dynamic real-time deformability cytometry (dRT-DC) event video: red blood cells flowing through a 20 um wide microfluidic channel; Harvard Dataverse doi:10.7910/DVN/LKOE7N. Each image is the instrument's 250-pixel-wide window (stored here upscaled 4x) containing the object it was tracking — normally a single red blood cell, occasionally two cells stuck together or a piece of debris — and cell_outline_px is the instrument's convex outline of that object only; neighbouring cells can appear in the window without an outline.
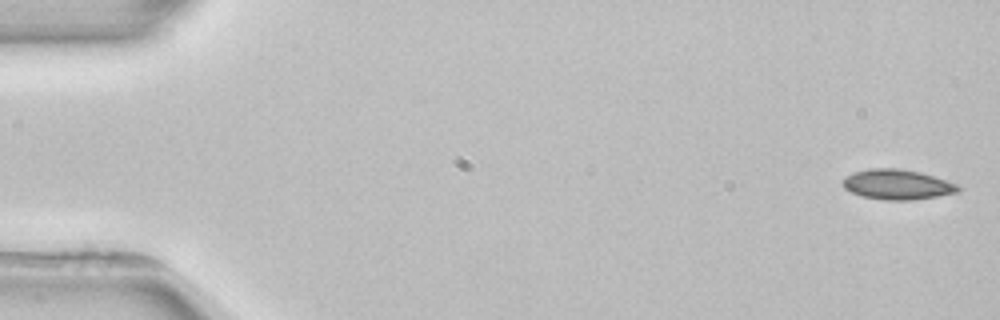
{"species": "common noctule bat (a hibernating species)", "species_latin": "Nyctalus noctula", "temperature_condition": "room temperature", "stored_images_in_passage": 5, "segment_of_instrument_passage": [1, 2], "camera_frame_rate_fps": 3000, "um_per_image_px": 0.085, "animal": {"sex": "female", "body_mass_g": 22.7, "forearm_length_mm": 54.2}, "frame": {"image": 1, "passage_image": 1, "time_ms": 0.0, "image_size_px": [1000, 320], "cell_outline_px": [[964, 188], [960, 192], [912, 200], [884, 200], [864, 196], [852, 192], [844, 188], [844, 176], [852, 172], [872, 168], [896, 168], [920, 172], [956, 184]], "centroid_in_image_um": [76.28, 15.68], "position_along_channel_um": 8.7, "area_um2": 20.06}}
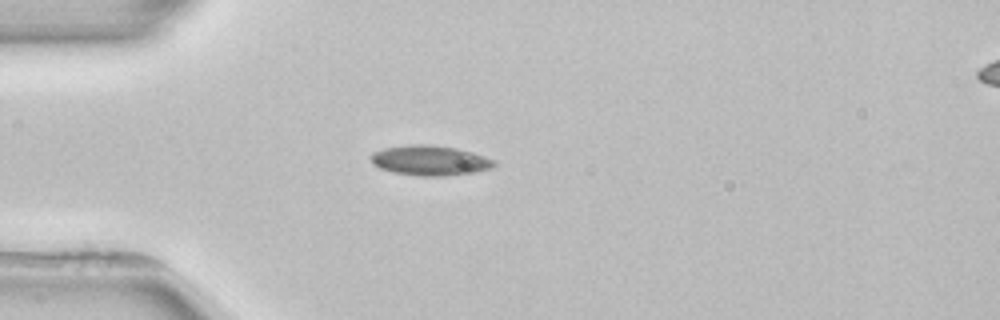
{"frame": {"image": 2, "passage_image": 4, "time_ms": 4.333, "image_size_px": [1000, 320], "cell_outline_px": [[496, 164], [492, 168], [472, 172], [444, 176], [420, 176], [392, 172], [380, 168], [372, 164], [368, 156], [372, 152], [384, 148], [408, 144], [428, 144], [456, 148], [472, 152], [496, 160]], "centroid_in_image_um": [36.5, 13.63], "position_along_channel_um": 48.5, "area_um2": 21.73}}